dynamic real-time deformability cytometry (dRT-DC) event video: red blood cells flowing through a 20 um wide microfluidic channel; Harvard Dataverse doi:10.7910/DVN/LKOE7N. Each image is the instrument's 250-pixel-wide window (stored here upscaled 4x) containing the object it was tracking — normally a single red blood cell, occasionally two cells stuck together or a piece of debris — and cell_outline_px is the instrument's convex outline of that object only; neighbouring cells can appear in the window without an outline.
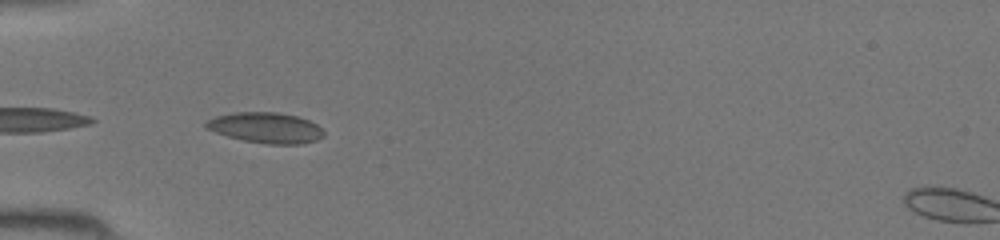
{"species": "common noctule bat (a hibernating species)", "species_latin": "Nyctalus noctula", "temperature_condition": "room temperature", "stored_images_in_passage": 25, "camera_frame_rate_fps": 3000, "um_per_image_px": 0.085, "animal": {"sex": "female", "body_mass_g": 19.5, "forearm_length_mm": 54.1}, "frame": {"image": 1, "passage_image": 4, "time_ms": 1.0, "image_size_px": [1000, 240], "cell_outline_px": [[324, 136], [316, 140], [300, 144], [268, 144], [244, 140], [228, 136], [204, 128], [204, 124], [208, 120], [216, 116], [232, 112], [280, 112], [296, 116], [308, 120], [316, 124], [324, 132]], "centroid_in_image_um": [22.58, 10.85], "position_along_channel_um": 62.4, "area_um2": 20.92}}